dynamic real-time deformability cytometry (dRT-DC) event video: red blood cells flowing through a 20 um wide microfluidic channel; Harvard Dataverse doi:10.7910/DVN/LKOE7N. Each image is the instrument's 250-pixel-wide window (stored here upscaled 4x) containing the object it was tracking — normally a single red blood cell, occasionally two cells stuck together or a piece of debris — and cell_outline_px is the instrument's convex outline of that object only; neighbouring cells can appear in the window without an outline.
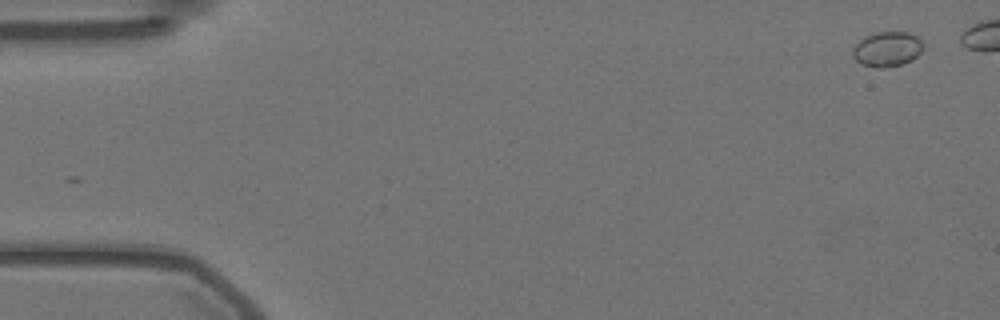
{"species": "Egyptian fruit bat (a non-hibernating species)", "species_latin": "Rousettus aegyptiacus", "temperature_condition": "warm", "stored_images_in_passage": 46, "camera_frame_rate_fps": 3000, "um_per_image_px": 0.085, "animal": {"sex": "female"}, "frame": {"image": 1, "passage_image": 1, "time_ms": 0.0, "image_size_px": [1000, 320], "cell_outline_px": [[920, 52], [912, 60], [900, 64], [884, 68], [876, 68], [864, 64], [856, 60], [852, 56], [852, 48], [864, 36], [876, 32], [908, 32], [916, 36], [920, 40]], "centroid_in_image_um": [75.35, 4.17], "position_along_channel_um": 9.6, "area_um2": 14.1}}
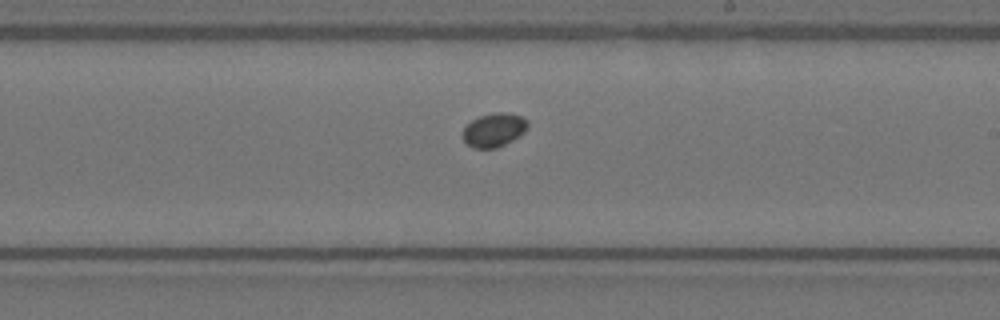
{"frame": {"image": 2, "passage_image": 32, "time_ms": 10.333, "image_size_px": [1000, 320], "cell_outline_px": [[528, 124], [524, 132], [512, 140], [496, 148], [472, 148], [464, 140], [464, 128], [472, 120], [480, 116], [496, 112], [504, 112], [524, 116], [528, 120]], "centroid_in_image_um": [42.02, 11.03], "position_along_channel_um": 247.0, "area_um2": 12.6}}
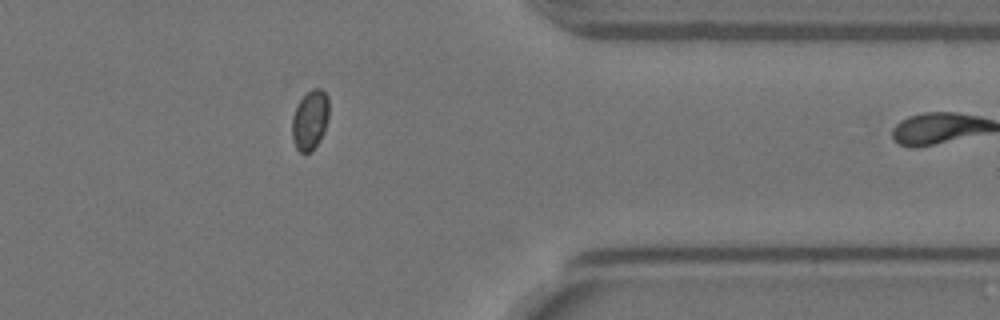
{"frame": {"image": 3, "passage_image": 45, "time_ms": 14.667, "image_size_px": [1000, 320], "cell_outline_px": [[328, 120], [324, 132], [320, 140], [312, 152], [300, 152], [296, 148], [292, 136], [292, 116], [300, 100], [312, 88], [320, 88], [328, 96]], "centroid_in_image_um": [26.36, 10.21], "position_along_channel_um": 385.0, "area_um2": 12.83}}